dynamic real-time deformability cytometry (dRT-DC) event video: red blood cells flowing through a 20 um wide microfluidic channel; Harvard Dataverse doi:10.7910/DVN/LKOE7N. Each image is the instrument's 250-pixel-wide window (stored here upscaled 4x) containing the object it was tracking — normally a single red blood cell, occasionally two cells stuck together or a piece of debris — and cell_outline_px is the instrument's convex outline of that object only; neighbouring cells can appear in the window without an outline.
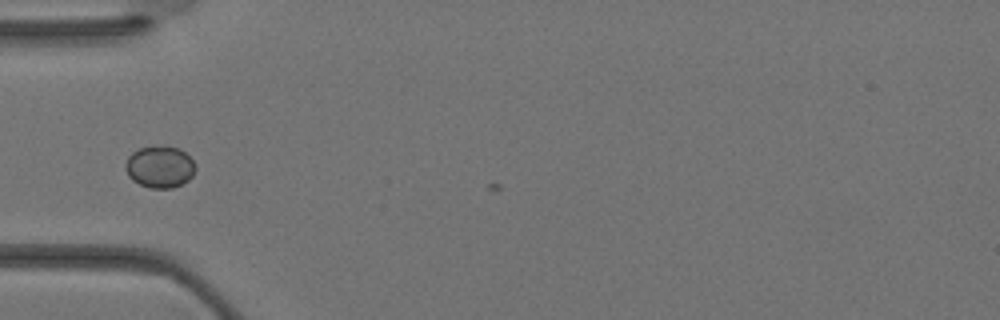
{"species": "Egyptian fruit bat (a non-hibernating species)", "species_latin": "Rousettus aegyptiacus", "temperature_condition": "warm", "stored_images_in_passage": 3, "camera_frame_rate_fps": 3000, "um_per_image_px": 0.085, "animal": {"sex": "female"}, "frame": {"image": 1, "passage_image": 1, "time_ms": 0.0, "image_size_px": [1000, 320], "cell_outline_px": [[196, 168], [192, 176], [188, 180], [172, 188], [152, 188], [140, 184], [132, 180], [128, 176], [124, 168], [124, 164], [128, 156], [132, 152], [140, 148], [180, 148], [196, 164]], "centroid_in_image_um": [13.56, 14.21], "position_along_channel_um": 71.4, "area_um2": 16.76}}